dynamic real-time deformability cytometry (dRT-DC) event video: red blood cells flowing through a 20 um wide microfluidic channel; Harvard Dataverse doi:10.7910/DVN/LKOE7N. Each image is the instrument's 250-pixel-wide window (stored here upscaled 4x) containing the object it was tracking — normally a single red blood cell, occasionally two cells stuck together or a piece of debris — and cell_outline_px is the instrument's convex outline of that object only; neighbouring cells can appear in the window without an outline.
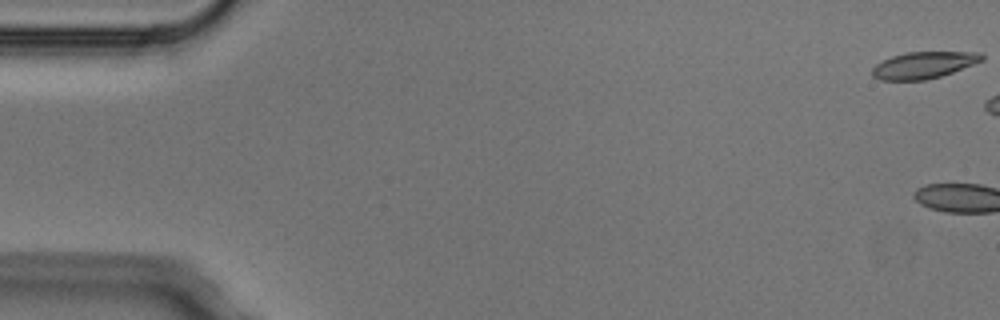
{"species": "Egyptian fruit bat (a non-hibernating species)", "species_latin": "Rousettus aegyptiacus", "temperature_condition": "cold", "stored_images_in_passage": 6, "camera_frame_rate_fps": 3000, "um_per_image_px": 0.085, "animal": {"sex": "male"}, "frame": {"image": 1, "passage_image": 1, "time_ms": 0.0, "image_size_px": [1000, 320], "cell_outline_px": [[984, 60], [952, 72], [940, 76], [924, 80], [880, 80], [872, 76], [872, 68], [876, 64], [892, 56], [904, 52], [980, 52], [984, 56]], "centroid_in_image_um": [78.5, 5.53], "position_along_channel_um": 6.5, "area_um2": 16.99}}